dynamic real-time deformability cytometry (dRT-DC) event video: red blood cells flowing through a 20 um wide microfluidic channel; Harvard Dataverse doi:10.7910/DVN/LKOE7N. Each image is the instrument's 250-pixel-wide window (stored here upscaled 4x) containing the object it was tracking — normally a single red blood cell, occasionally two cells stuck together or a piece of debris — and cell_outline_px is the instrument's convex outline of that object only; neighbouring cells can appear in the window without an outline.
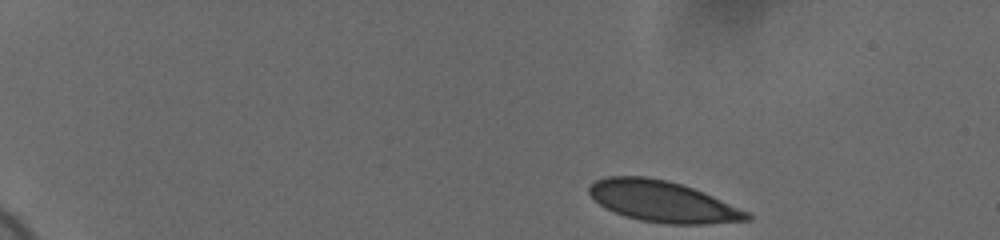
{"species": "human", "species_latin": "Homo sapiens", "temperature_condition": "cold", "stored_images_in_passage": 49, "camera_frame_rate_fps": 3000, "um_per_image_px": 0.085, "donor": {"sex": "female"}, "frame": {"image": 1, "passage_image": 1, "time_ms": 0.0, "image_size_px": [1000, 240], "cell_outline_px": [[752, 220], [708, 224], [668, 224], [640, 220], [624, 216], [600, 204], [588, 192], [588, 188], [596, 180], [608, 176], [644, 176], [668, 180], [692, 188], [712, 196], [748, 212], [752, 216]], "centroid_in_image_um": [56.34, 17.13], "position_along_channel_um": 28.7, "area_um2": 37.4}}
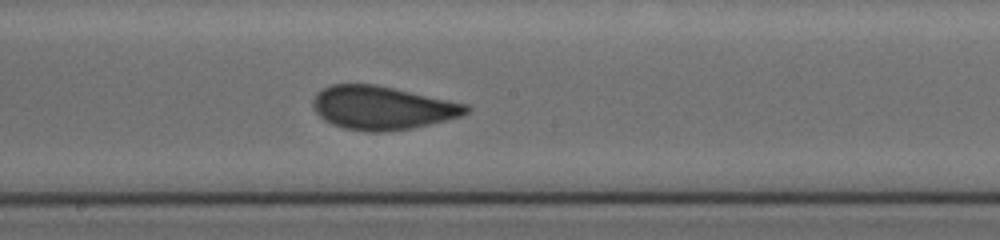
{"frame": {"image": 2, "passage_image": 26, "time_ms": 8.333, "image_size_px": [1000, 240], "cell_outline_px": [[472, 108], [464, 116], [412, 128], [380, 132], [368, 132], [344, 128], [332, 124], [324, 120], [312, 108], [312, 100], [316, 92], [332, 84], [376, 84], [468, 104]], "centroid_in_image_um": [32.49, 9.16], "position_along_channel_um": 215.7, "area_um2": 39.02}}
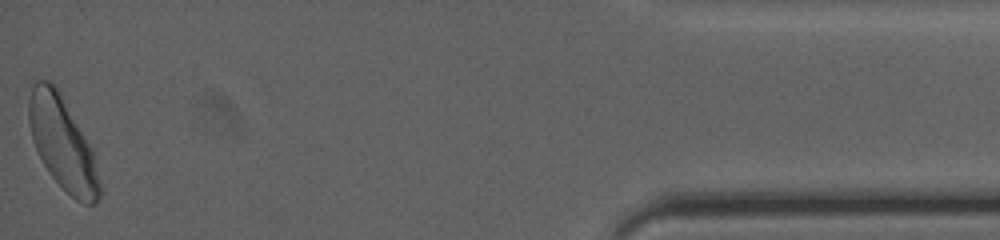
{"frame": {"image": 3, "passage_image": 49, "time_ms": 16.0, "image_size_px": [1000, 240], "cell_outline_px": [[100, 196], [96, 204], [84, 204], [76, 200], [48, 172], [32, 140], [28, 120], [28, 100], [32, 88], [36, 80], [48, 80], [56, 88], [84, 136], [92, 152], [100, 184]], "centroid_in_image_um": [5.28, 12.21], "position_along_channel_um": 429.9, "area_um2": 36.93}, "authors_computed_cell_mechanics": {"area_um2": 38.148, "velocity_mm_per_s": 3.6721, "shape_relaxation_time_tau1_ms": 7.6673, "shape_relaxation_time_tau2_ms": null, "deformation_change_tau1": 0.163, "deformation_change_tau2": null}}